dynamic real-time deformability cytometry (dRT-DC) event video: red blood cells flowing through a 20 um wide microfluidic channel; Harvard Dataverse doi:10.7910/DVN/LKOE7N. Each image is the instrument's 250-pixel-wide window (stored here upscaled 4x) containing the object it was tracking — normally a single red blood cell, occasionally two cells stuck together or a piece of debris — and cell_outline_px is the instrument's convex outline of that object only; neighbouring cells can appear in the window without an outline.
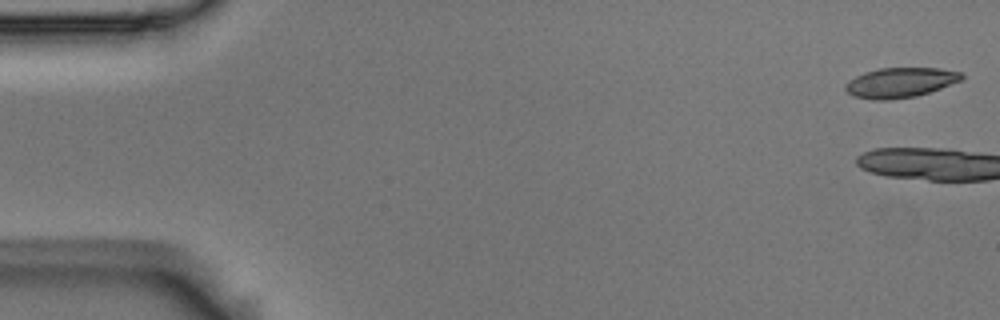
{"species": "Egyptian fruit bat (a non-hibernating species)", "species_latin": "Rousettus aegyptiacus", "temperature_condition": "room temperature", "stored_images_in_passage": 3, "camera_frame_rate_fps": 3000, "um_per_image_px": 0.085, "animal": {"sex": "male"}, "frame": {"image": 1, "passage_image": 1, "time_ms": 0.0, "image_size_px": [1000, 320], "cell_outline_px": [[964, 76], [960, 80], [940, 88], [916, 96], [888, 100], [872, 100], [852, 96], [844, 88], [844, 84], [848, 80], [864, 72], [880, 68], [940, 68], [960, 72]], "centroid_in_image_um": [76.46, 7.02], "position_along_channel_um": 8.5, "area_um2": 20.23}}